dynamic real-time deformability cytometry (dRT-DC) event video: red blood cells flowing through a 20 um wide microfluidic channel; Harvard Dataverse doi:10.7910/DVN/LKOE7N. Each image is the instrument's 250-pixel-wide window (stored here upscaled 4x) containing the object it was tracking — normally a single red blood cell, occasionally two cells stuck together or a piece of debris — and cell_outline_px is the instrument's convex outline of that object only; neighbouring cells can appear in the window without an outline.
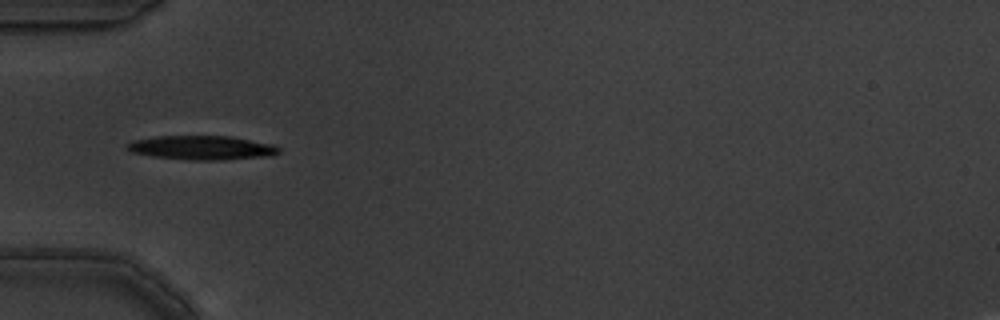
{"species": "common noctule bat (a hibernating species)", "species_latin": "Nyctalus noctula", "temperature_condition": "warm", "stored_images_in_passage": 10, "camera_frame_rate_fps": 3000, "um_per_image_px": 0.085, "animal": {"sex": "male", "body_mass_g": 19.5, "forearm_length_mm": 54.6}, "frame": {"image": 1, "passage_image": 4, "time_ms": 1.0, "image_size_px": [1000, 320], "cell_outline_px": [[280, 152], [272, 156], [216, 160], [188, 160], [152, 156], [132, 152], [124, 148], [124, 144], [132, 140], [156, 136], [228, 136], [276, 144], [280, 148]], "centroid_in_image_um": [17.14, 12.55], "position_along_channel_um": 67.9, "area_um2": 21.56}}
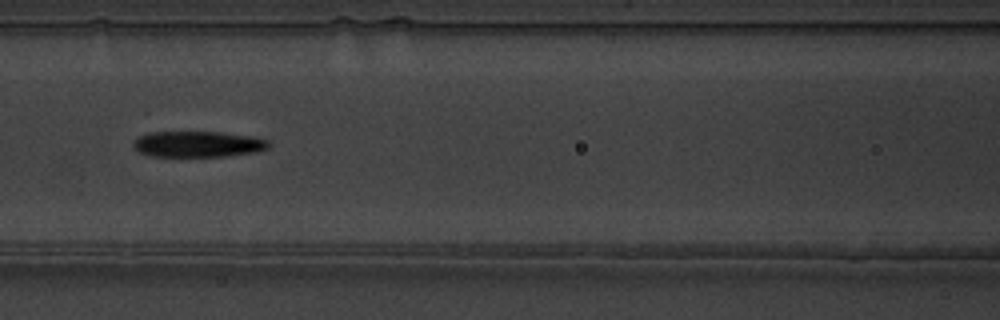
{"frame": {"image": 2, "passage_image": 6, "time_ms": 1.667, "image_size_px": [1000, 320], "cell_outline_px": [[272, 144], [268, 148], [256, 152], [224, 156], [152, 156], [140, 152], [132, 144], [140, 136], [148, 132], [220, 132], [252, 136], [268, 140]], "centroid_in_image_um": [16.87, 12.24], "position_along_channel_um": 149.7, "area_um2": 20.35}}
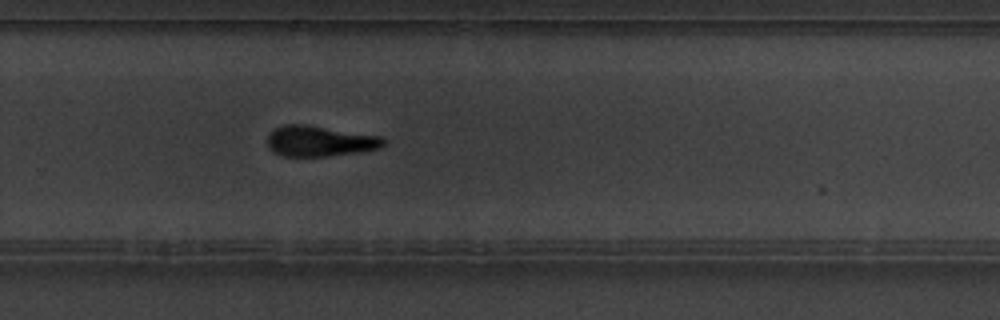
{"frame": {"image": 3, "passage_image": 10, "time_ms": 3.0, "image_size_px": [1000, 320], "cell_outline_px": [[384, 144], [380, 148], [360, 152], [328, 156], [284, 156], [272, 152], [268, 148], [268, 132], [284, 124], [304, 124], [380, 136], [384, 140]], "centroid_in_image_um": [27.13, 12.0], "position_along_channel_um": 302.7, "area_um2": 20.69}}